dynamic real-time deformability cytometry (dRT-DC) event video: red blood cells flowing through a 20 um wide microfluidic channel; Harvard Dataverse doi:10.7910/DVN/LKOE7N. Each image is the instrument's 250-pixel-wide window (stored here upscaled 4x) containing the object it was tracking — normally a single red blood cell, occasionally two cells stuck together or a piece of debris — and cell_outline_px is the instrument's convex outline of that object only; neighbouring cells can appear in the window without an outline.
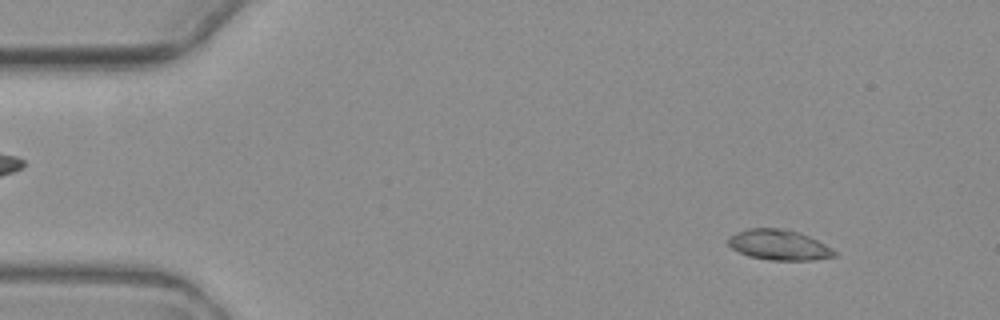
{"species": "common noctule bat (a hibernating species)", "species_latin": "Nyctalus noctula", "temperature_condition": "warm", "stored_images_in_passage": 6, "camera_frame_rate_fps": 3000, "um_per_image_px": 0.085, "animal": {"sex": "female", "body_mass_g": 19.3, "forearm_length_mm": 54.1}, "frame": {"image": 1, "passage_image": 1, "time_ms": 0.0, "image_size_px": [1000, 320], "cell_outline_px": [[836, 256], [812, 260], [768, 260], [748, 256], [732, 248], [728, 244], [728, 236], [736, 232], [748, 228], [780, 228], [800, 232], [832, 248], [836, 252]], "centroid_in_image_um": [66.19, 20.81], "position_along_channel_um": 18.8, "area_um2": 18.79}}
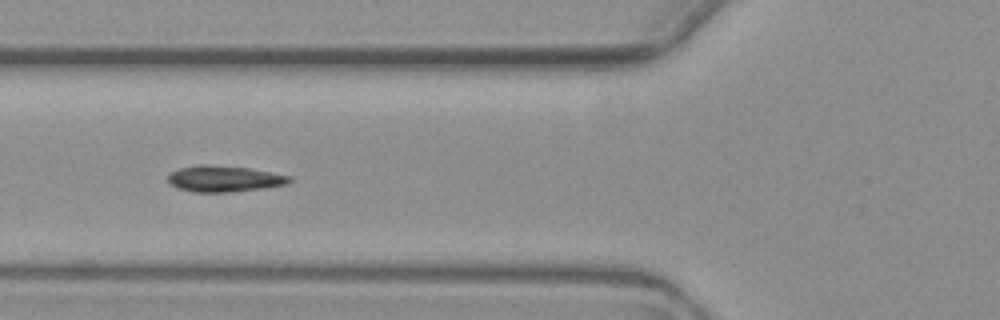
{"frame": {"image": 2, "passage_image": 5, "time_ms": 5.0, "image_size_px": [1000, 320], "cell_outline_px": [[292, 180], [288, 184], [260, 188], [228, 192], [192, 192], [168, 184], [168, 176], [172, 172], [180, 168], [196, 164], [208, 164], [248, 168], [272, 172], [292, 176]], "centroid_in_image_um": [19.05, 15.18], "position_along_channel_um": 106.8, "area_um2": 18.5}}
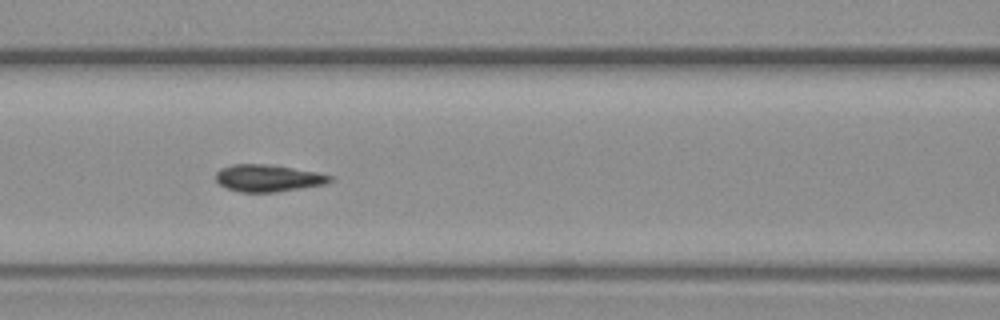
{"frame": {"image": 3, "passage_image": 6, "time_ms": 6.0, "image_size_px": [1000, 320], "cell_outline_px": [[336, 176], [332, 180], [324, 184], [276, 192], [240, 192], [228, 188], [220, 184], [216, 180], [216, 172], [220, 168], [232, 164], [276, 164]], "centroid_in_image_um": [22.8, 15.12], "position_along_channel_um": 143.8, "area_um2": 18.15}}